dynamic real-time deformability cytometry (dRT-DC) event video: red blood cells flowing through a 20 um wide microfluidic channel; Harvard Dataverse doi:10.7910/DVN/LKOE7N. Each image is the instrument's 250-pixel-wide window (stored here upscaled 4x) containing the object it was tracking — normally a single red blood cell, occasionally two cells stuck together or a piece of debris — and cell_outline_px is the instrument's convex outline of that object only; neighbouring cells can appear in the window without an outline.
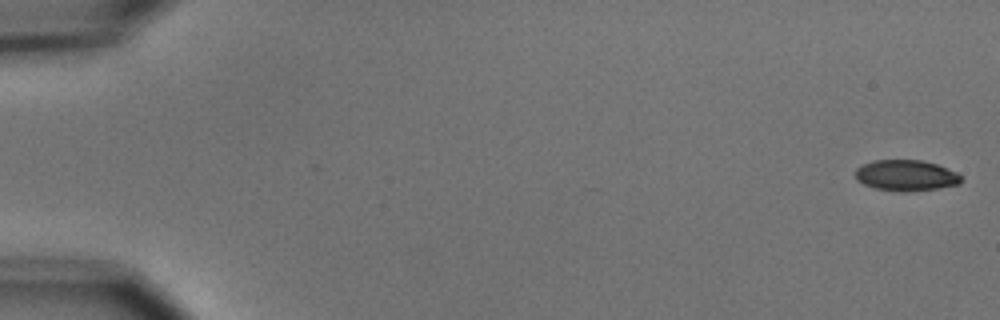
{"species": "common noctule bat (a hibernating species)", "species_latin": "Nyctalus noctula", "temperature_condition": "cold", "stored_images_in_passage": 8, "camera_frame_rate_fps": 3000, "um_per_image_px": 0.085, "animal": {"sex": "male", "body_mass_g": 15.6}, "frame": {"image": 1, "passage_image": 1, "time_ms": 0.0, "image_size_px": [1000, 320], "cell_outline_px": [[964, 180], [960, 184], [936, 188], [904, 192], [900, 192], [872, 188], [856, 180], [856, 168], [872, 160], [924, 160], [948, 168], [956, 172]], "centroid_in_image_um": [77.01, 14.91], "position_along_channel_um": 8.0, "area_um2": 19.19}}
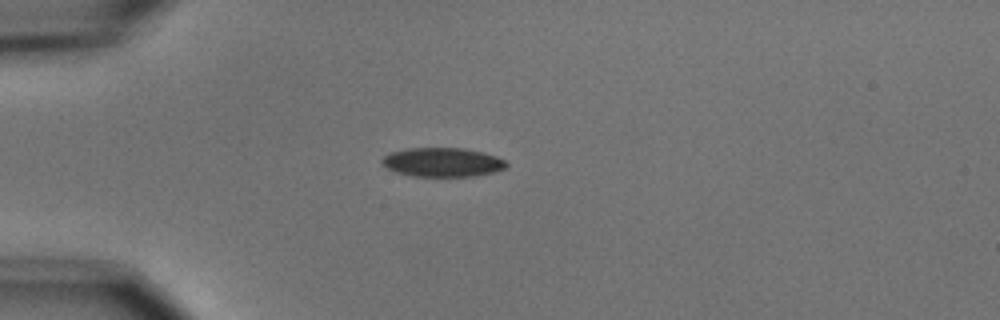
{"frame": {"image": 2, "passage_image": 5, "time_ms": 4.667, "image_size_px": [1000, 320], "cell_outline_px": [[508, 164], [504, 168], [496, 172], [476, 176], [412, 176], [396, 172], [388, 168], [380, 160], [388, 152], [404, 148], [464, 148], [484, 152], [496, 156], [504, 160]], "centroid_in_image_um": [37.61, 13.78], "position_along_channel_um": 47.4, "area_um2": 21.21}}
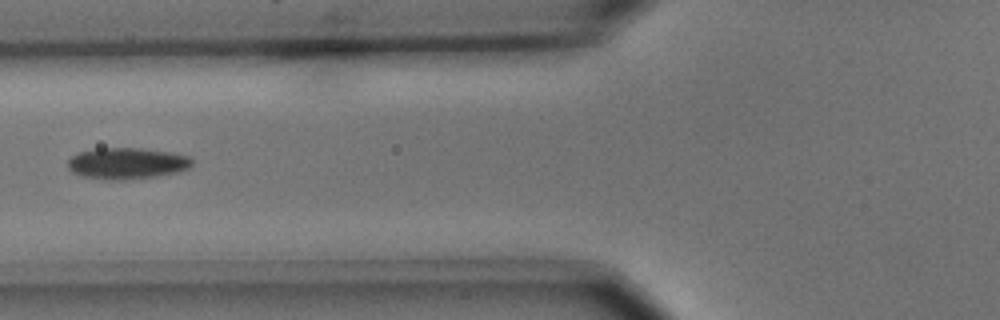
{"frame": {"image": 3, "passage_image": 7, "time_ms": 7.0, "image_size_px": [1000, 320], "cell_outline_px": [[192, 164], [188, 168], [180, 172], [156, 176], [124, 180], [108, 180], [80, 176], [72, 172], [68, 168], [68, 160], [76, 152], [96, 148], [140, 148], [172, 152], [188, 156], [192, 160]], "centroid_in_image_um": [10.76, 13.88], "position_along_channel_um": 115.0, "area_um2": 22.95}}